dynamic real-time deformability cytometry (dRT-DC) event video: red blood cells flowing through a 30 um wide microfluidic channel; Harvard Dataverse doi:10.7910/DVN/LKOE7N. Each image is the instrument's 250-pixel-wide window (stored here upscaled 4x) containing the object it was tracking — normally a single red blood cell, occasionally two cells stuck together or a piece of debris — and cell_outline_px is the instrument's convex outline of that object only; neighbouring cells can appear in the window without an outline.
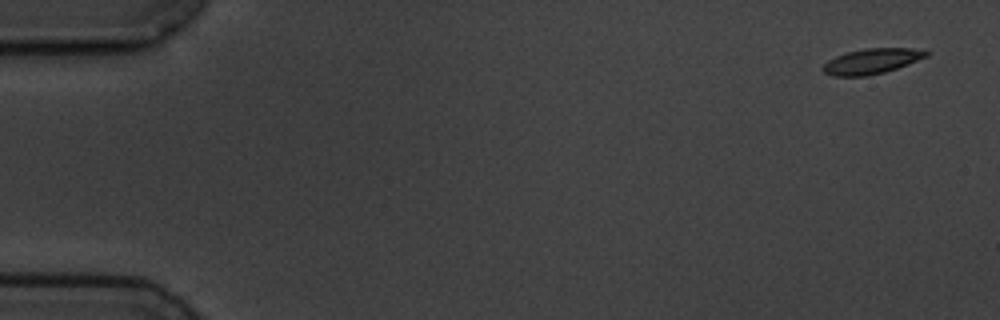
{"species": "common noctule bat (a hibernating species)", "species_latin": "Nyctalus noctula", "temperature_condition": "cold", "stored_images_in_passage": 6, "segment_of_instrument_passage": [1, 2], "camera_frame_rate_fps": 3000, "um_per_image_px": 0.085, "animal": {"sex": "male", "body_mass_g": 19.5, "forearm_length_mm": 54.6}, "frame": {"image": 1, "passage_image": 1, "time_ms": 0.0, "image_size_px": [1000, 320], "cell_outline_px": [[928, 56], [908, 64], [884, 72], [868, 76], [832, 76], [824, 72], [820, 68], [828, 60], [836, 56], [848, 52], [864, 48], [912, 48], [928, 52]], "centroid_in_image_um": [74.05, 5.21], "position_along_channel_um": 10.9, "area_um2": 15.14}}
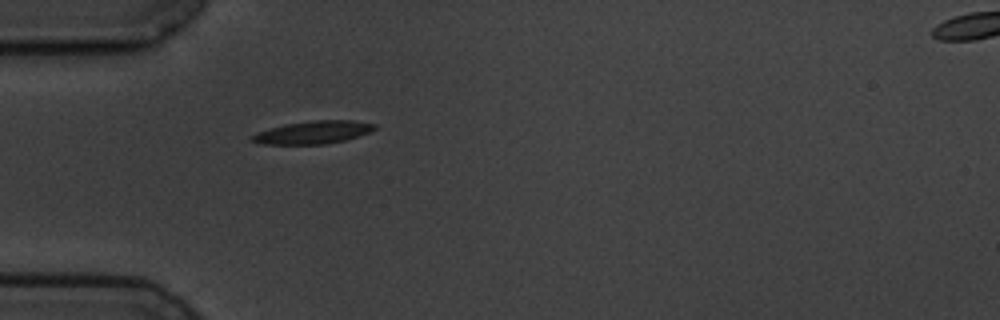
{"frame": {"image": 2, "passage_image": 5, "time_ms": 5.0, "image_size_px": [1000, 320], "cell_outline_px": [[376, 128], [368, 132], [344, 140], [324, 144], [260, 144], [248, 140], [256, 132], [284, 124], [312, 120], [352, 120], [376, 124]], "centroid_in_image_um": [26.55, 11.24], "position_along_channel_um": 58.4, "area_um2": 16.24}}